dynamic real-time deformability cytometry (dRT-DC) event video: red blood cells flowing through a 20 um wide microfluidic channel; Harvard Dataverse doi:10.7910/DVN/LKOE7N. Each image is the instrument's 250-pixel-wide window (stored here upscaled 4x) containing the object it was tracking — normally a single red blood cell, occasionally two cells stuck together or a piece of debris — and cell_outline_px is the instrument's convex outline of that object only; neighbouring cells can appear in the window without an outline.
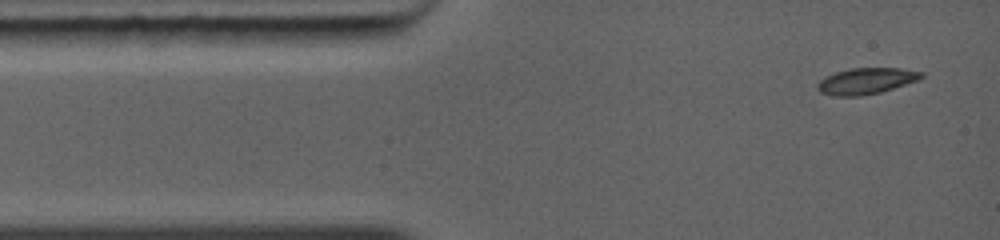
{"species": "common noctule bat (a hibernating species)", "species_latin": "Nyctalus noctula", "temperature_condition": "warm", "stored_images_in_passage": 3, "camera_frame_rate_fps": 5000, "um_per_image_px": 0.085, "animal": {"sex": "female", "body_mass_g": 19.0, "forearm_length_mm": 56.7}, "frame": {"image": 1, "passage_image": 1, "time_ms": 0.0, "image_size_px": [1000, 240], "cell_outline_px": [[924, 76], [916, 80], [880, 92], [860, 96], [836, 96], [820, 92], [816, 88], [816, 84], [824, 76], [836, 72], [852, 68], [900, 68], [924, 72]], "centroid_in_image_um": [73.58, 6.88], "position_along_channel_um": 11.4, "area_um2": 15.72}}
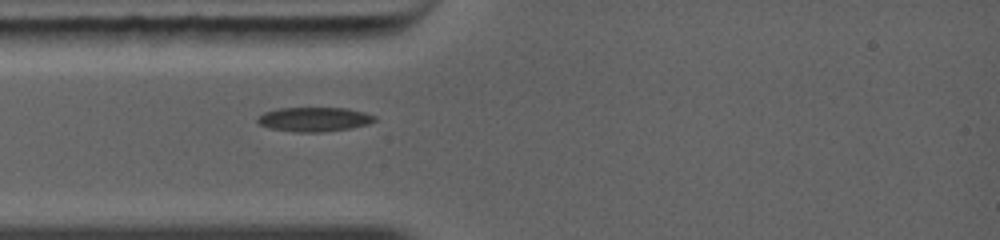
{"frame": {"image": 2, "passage_image": 3, "time_ms": 2.2, "image_size_px": [1000, 240], "cell_outline_px": [[376, 120], [368, 124], [348, 128], [320, 132], [300, 132], [272, 128], [260, 124], [256, 120], [264, 112], [276, 108], [348, 108], [364, 112], [376, 116]], "centroid_in_image_um": [26.73, 10.12], "position_along_channel_um": 58.3, "area_um2": 16.36}}